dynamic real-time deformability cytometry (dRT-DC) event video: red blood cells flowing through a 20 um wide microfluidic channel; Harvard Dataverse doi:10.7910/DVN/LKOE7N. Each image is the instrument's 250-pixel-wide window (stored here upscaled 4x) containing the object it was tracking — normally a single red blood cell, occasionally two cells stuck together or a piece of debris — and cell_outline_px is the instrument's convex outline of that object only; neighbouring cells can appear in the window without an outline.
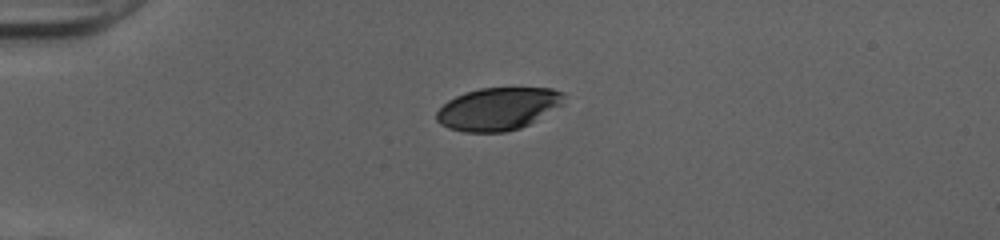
{"species": "human", "species_latin": "Homo sapiens", "temperature_condition": "cold", "stored_images_in_passage": 39, "camera_frame_rate_fps": 3000, "um_per_image_px": 0.085, "donor": {"sex": "female"}, "frame": {"image": 1, "passage_image": 1, "time_ms": 0.0, "image_size_px": [1000, 240], "cell_outline_px": [[564, 104], [528, 124], [520, 128], [504, 132], [464, 132], [448, 128], [440, 124], [436, 120], [436, 112], [448, 100], [464, 92], [480, 88], [552, 88], [564, 92]], "centroid_in_image_um": [42.33, 9.24], "position_along_channel_um": 42.7, "area_um2": 31.67}}
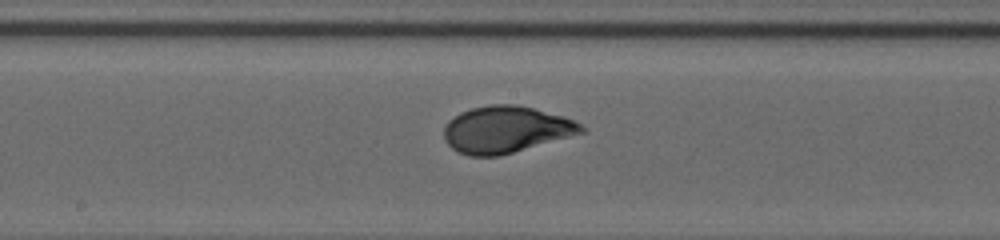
{"frame": {"image": 2, "passage_image": 16, "time_ms": 5.0, "image_size_px": [1000, 240], "cell_outline_px": [[588, 128], [584, 132], [512, 152], [496, 156], [468, 156], [452, 148], [444, 140], [444, 128], [448, 120], [460, 112], [472, 108], [492, 104], [516, 104], [532, 108], [560, 116], [572, 120]], "centroid_in_image_um": [42.95, 11.0], "position_along_channel_um": 205.2, "area_um2": 36.88}}
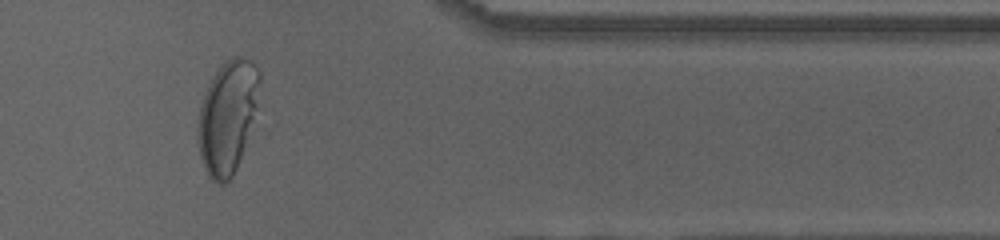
{"frame": {"image": 3, "passage_image": 31, "time_ms": 10.0, "image_size_px": [1000, 240], "cell_outline_px": [[260, 80], [256, 108], [236, 168], [232, 176], [224, 184], [220, 184], [212, 180], [208, 176], [204, 168], [200, 156], [196, 136], [196, 132], [200, 104], [204, 92], [208, 84], [220, 64], [236, 56], [244, 56], [252, 60], [260, 72]], "centroid_in_image_um": [19.29, 9.89], "position_along_channel_um": 392.1, "area_um2": 40.34}, "authors_computed_cell_mechanics": {"area_um2": 36.8764, "velocity_mm_per_s": 4.0211, "shape_relaxation_time_tau1_ms": 3.6599, "shape_relaxation_time_tau2_ms": null, "deformation_change_tau1": 0.1756, "deformation_change_tau2": null}}